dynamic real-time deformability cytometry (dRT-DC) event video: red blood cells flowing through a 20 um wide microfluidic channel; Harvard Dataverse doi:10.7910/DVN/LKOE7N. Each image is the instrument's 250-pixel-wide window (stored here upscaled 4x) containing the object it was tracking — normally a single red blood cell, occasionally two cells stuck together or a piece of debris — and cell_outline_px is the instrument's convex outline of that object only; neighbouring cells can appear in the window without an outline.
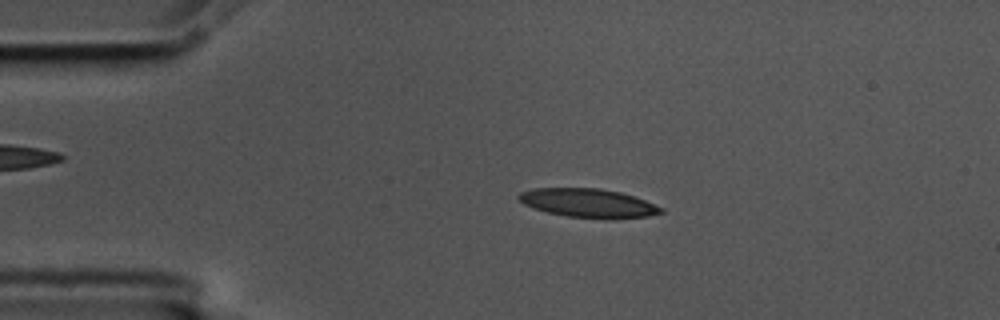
{"species": "common noctule bat (a hibernating species)", "species_latin": "Nyctalus noctula", "temperature_condition": "cold", "stored_images_in_passage": 55, "camera_frame_rate_fps": 3000, "um_per_image_px": 0.085, "animal": {"sex": "male", "body_mass_g": 17.5, "forearm_length_mm": 52.3}, "frame": {"image": 1, "passage_image": 11, "time_ms": 3.333, "image_size_px": [1000, 320], "cell_outline_px": [[664, 212], [648, 216], [604, 220], [568, 216], [548, 212], [524, 204], [516, 196], [520, 192], [536, 188], [600, 188], [620, 192], [644, 200], [664, 208]], "centroid_in_image_um": [50.03, 17.27], "position_along_channel_um": 35.0, "area_um2": 23.87}}
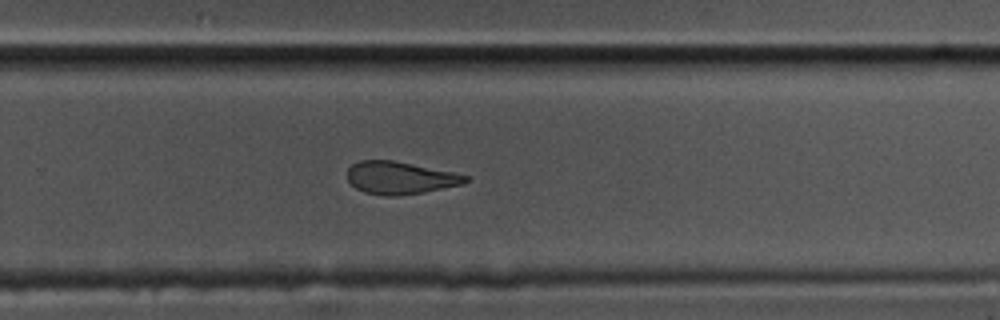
{"frame": {"image": 2, "passage_image": 36, "time_ms": 11.667, "image_size_px": [1000, 320], "cell_outline_px": [[472, 180], [464, 184], [420, 192], [396, 196], [384, 196], [364, 192], [356, 188], [348, 180], [348, 168], [352, 164], [360, 160], [392, 160], [452, 172], [468, 176]], "centroid_in_image_um": [34.0, 15.11], "position_along_channel_um": 295.8, "area_um2": 22.2}}
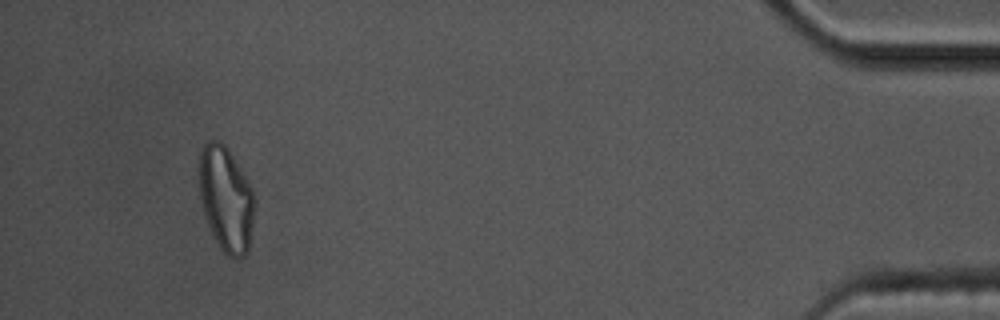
{"frame": {"image": 3, "passage_image": 52, "time_ms": 17.0, "image_size_px": [1000, 320], "cell_outline_px": [[256, 204], [248, 252], [244, 256], [228, 256], [220, 248], [212, 236], [200, 200], [200, 148], [208, 140], [220, 140], [228, 148], [252, 188], [256, 196]], "centroid_in_image_um": [19.23, 16.9], "position_along_channel_um": 416.0, "area_um2": 34.1}, "authors_computed_cell_mechanics": {"area_um2": 23.8136, "velocity_mm_per_s": 3.5616, "shape_relaxation_time_tau1_ms": null, "shape_relaxation_time_tau2_ms": 3.455, "deformation_change_tau1": null, "deformation_change_tau2": 0.1201}}